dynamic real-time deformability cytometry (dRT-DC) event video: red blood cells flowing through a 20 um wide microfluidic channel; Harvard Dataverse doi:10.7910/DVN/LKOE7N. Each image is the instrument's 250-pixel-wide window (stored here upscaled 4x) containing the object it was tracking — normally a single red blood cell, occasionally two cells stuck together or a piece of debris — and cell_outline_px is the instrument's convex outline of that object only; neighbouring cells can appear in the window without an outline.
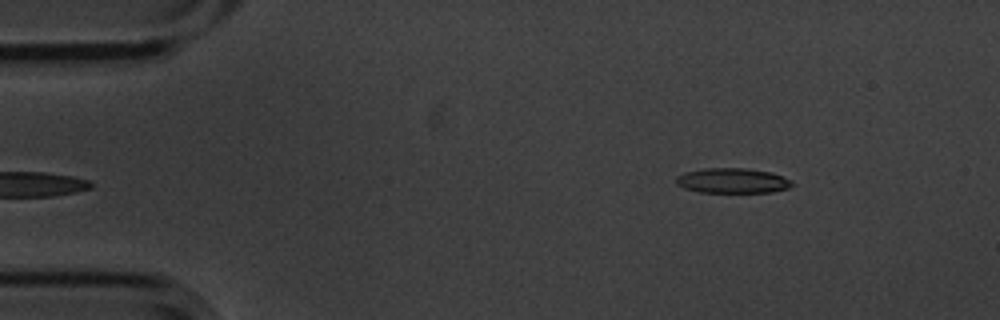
{"species": "common noctule bat (a hibernating species)", "species_latin": "Nyctalus noctula", "temperature_condition": "cold", "stored_images_in_passage": 5, "segment_of_instrument_passage": [2, 2], "camera_frame_rate_fps": 3000, "um_per_image_px": 0.085, "animal": {"sex": "male", "body_mass_g": 20.1, "forearm_length_mm": 53.5}, "frame": {"image": 1, "passage_image": 5, "time_ms": 1.333, "image_size_px": [1000, 320], "cell_outline_px": [[792, 184], [788, 188], [772, 192], [700, 192], [684, 188], [676, 184], [676, 176], [684, 172], [704, 168], [748, 168], [772, 172], [792, 180]], "centroid_in_image_um": [62.25, 15.35], "position_along_channel_um": 22.8, "area_um2": 16.99}}